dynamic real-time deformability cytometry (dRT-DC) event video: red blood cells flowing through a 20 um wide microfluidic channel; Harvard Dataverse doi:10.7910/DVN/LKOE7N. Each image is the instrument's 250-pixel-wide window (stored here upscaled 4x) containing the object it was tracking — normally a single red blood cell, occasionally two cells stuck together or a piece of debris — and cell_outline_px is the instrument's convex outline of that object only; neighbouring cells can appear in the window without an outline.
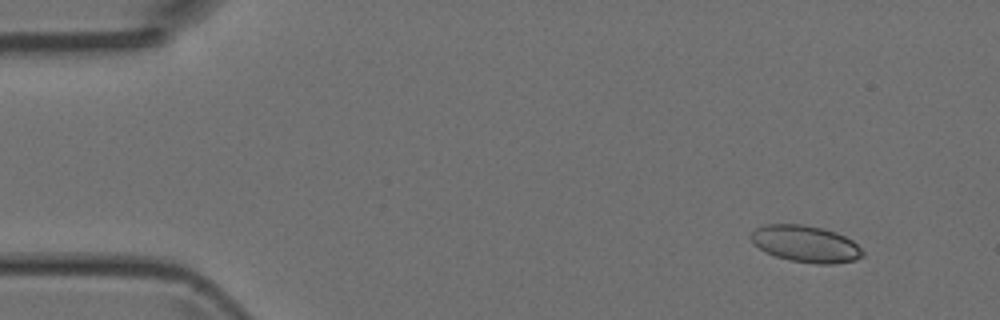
{"species": "Egyptian fruit bat (a non-hibernating species)", "species_latin": "Rousettus aegyptiacus", "temperature_condition": "room temperature", "stored_images_in_passage": 5, "camera_frame_rate_fps": 3000, "um_per_image_px": 0.085, "animal": {"sex": "female"}, "frame": {"image": 1, "passage_image": 1, "time_ms": 0.0, "image_size_px": [1000, 320], "cell_outline_px": [[864, 256], [856, 260], [832, 264], [816, 264], [792, 260], [776, 256], [752, 244], [748, 236], [756, 228], [768, 224], [800, 224], [820, 228], [836, 232], [852, 240], [864, 252]], "centroid_in_image_um": [68.48, 20.73], "position_along_channel_um": 16.5, "area_um2": 23.76}}